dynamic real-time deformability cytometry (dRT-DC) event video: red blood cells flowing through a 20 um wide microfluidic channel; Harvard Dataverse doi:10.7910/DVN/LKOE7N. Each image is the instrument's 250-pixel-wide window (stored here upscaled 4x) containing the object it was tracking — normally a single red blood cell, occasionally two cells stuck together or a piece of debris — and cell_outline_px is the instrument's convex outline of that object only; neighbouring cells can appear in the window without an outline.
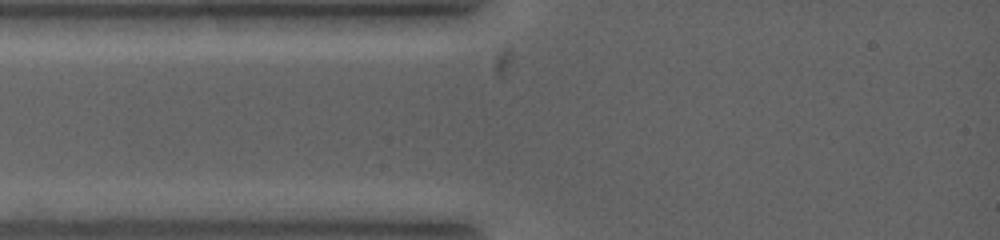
{"species": "common noctule bat (a hibernating species)", "species_latin": "Nyctalus noctula", "temperature_condition": "warm", "stored_images_in_passage": 3, "camera_frame_rate_fps": 5000, "um_per_image_px": 0.085, "animal": {"sex": "female", "body_mass_g": 19.0, "forearm_length_mm": 53.3}, "frame": {"image": 1, "passage_image": 2, "time_ms": 0.2, "image_size_px": [1000, 240], "cell_outline_px": [[452, 180], [436, 184], [404, 184], [304, 180], [292, 176], [292, 172], [304, 168], [428, 168], [448, 172]], "centroid_in_image_um": [31.87, 14.91], "position_along_channel_um": 53.1, "area_um2": 15.61}}